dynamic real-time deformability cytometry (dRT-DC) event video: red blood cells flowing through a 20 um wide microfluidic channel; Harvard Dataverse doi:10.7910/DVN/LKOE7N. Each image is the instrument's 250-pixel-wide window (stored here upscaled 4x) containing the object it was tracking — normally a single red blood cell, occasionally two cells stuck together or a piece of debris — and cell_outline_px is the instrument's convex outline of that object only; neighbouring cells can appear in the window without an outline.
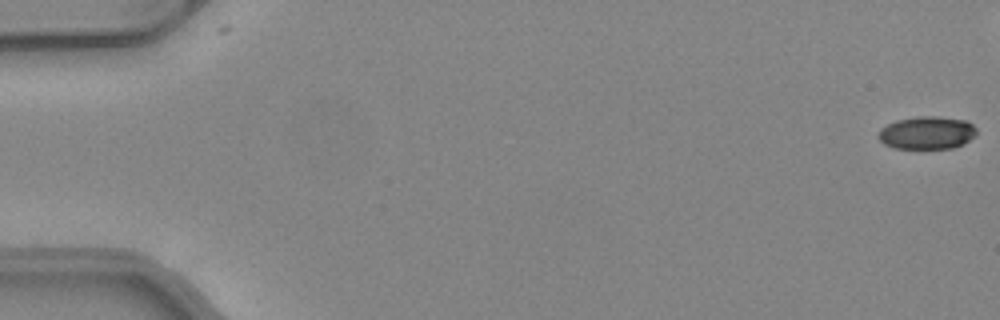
{"species": "common noctule bat (a hibernating species)", "species_latin": "Nyctalus noctula", "temperature_condition": "warm", "stored_images_in_passage": 12, "camera_frame_rate_fps": 3000, "um_per_image_px": 0.085, "animal": {"sex": "female", "body_mass_g": 24.6, "forearm_length_mm": 56.2}, "frame": {"image": 1, "passage_image": 1, "time_ms": 0.0, "image_size_px": [1000, 320], "cell_outline_px": [[976, 132], [964, 144], [952, 148], [892, 148], [884, 144], [876, 136], [880, 128], [896, 120], [916, 116], [932, 116], [968, 120], [976, 128]], "centroid_in_image_um": [78.75, 11.28], "position_along_channel_um": 6.2, "area_um2": 18.84}}